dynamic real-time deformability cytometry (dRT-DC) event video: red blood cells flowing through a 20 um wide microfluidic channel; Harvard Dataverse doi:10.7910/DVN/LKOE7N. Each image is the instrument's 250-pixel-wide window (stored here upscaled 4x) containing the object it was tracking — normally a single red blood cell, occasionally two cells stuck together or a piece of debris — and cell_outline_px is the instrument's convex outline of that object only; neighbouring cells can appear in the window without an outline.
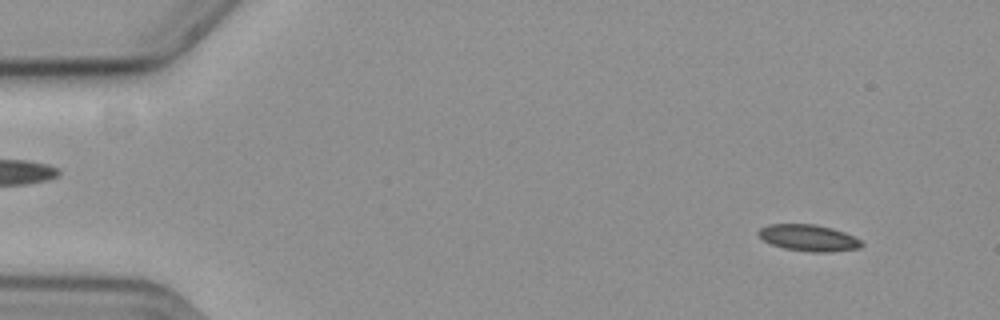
{"species": "common noctule bat (a hibernating species)", "species_latin": "Nyctalus noctula", "temperature_condition": "cold", "stored_images_in_passage": 55, "camera_frame_rate_fps": 3000, "um_per_image_px": 0.085, "animal": {"sex": "female", "body_mass_g": 19.3, "forearm_length_mm": 54.1}, "frame": {"image": 1, "passage_image": 2, "time_ms": 0.333, "image_size_px": [1000, 320], "cell_outline_px": [[864, 244], [860, 248], [832, 252], [812, 252], [784, 248], [772, 244], [764, 240], [756, 232], [760, 228], [768, 224], [816, 224], [832, 228], [844, 232], [860, 240]], "centroid_in_image_um": [68.73, 20.21], "position_along_channel_um": 16.3, "area_um2": 15.9}}
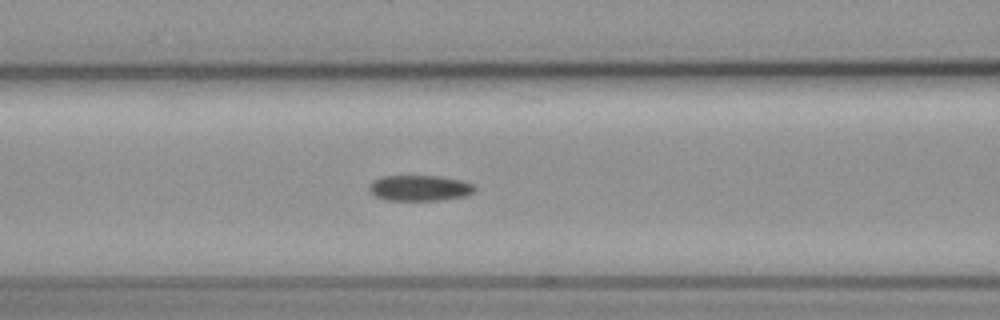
{"frame": {"image": 2, "passage_image": 21, "time_ms": 6.667, "image_size_px": [1000, 320], "cell_outline_px": [[476, 192], [464, 196], [440, 200], [384, 200], [368, 192], [368, 184], [372, 180], [380, 176], [440, 176], [460, 180], [472, 184], [476, 188]], "centroid_in_image_um": [35.62, 15.98], "position_along_channel_um": 131.0, "area_um2": 16.01}}
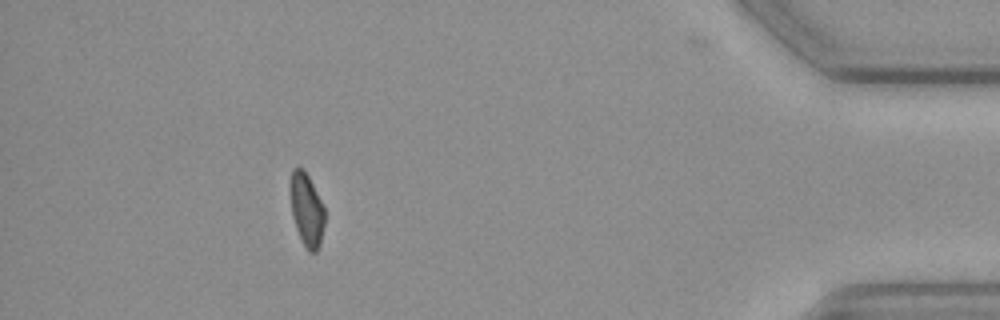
{"frame": {"image": 3, "passage_image": 49, "time_ms": 16.0, "image_size_px": [1000, 320], "cell_outline_px": [[324, 224], [320, 244], [316, 252], [308, 252], [296, 228], [292, 216], [288, 188], [292, 168], [304, 168], [324, 208]], "centroid_in_image_um": [26.02, 17.79], "position_along_channel_um": 409.2, "area_um2": 14.68}, "authors_computed_cell_mechanics": {"area_um2": 16.0684, "velocity_mm_per_s": 3.6094, "shape_relaxation_time_tau1_ms": 11.0503, "shape_relaxation_time_tau2_ms": null, "deformation_change_tau1": 0.1676, "deformation_change_tau2": null}}